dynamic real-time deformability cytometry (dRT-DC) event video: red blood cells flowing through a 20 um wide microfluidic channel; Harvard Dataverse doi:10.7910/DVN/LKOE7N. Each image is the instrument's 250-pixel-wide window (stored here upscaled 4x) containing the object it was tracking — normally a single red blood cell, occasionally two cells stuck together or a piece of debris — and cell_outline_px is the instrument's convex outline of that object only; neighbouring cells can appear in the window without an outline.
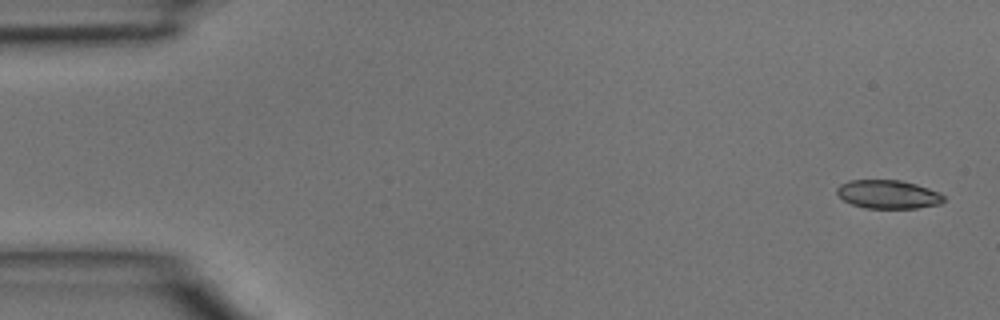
{"species": "common noctule bat (a hibernating species)", "species_latin": "Nyctalus noctula", "temperature_condition": "room temperature", "stored_images_in_passage": 4, "segment_of_instrument_passage": [1, 2], "camera_frame_rate_fps": 3000, "um_per_image_px": 0.085, "animal": {"sex": "male", "body_mass_g": 15.6}, "frame": {"image": 1, "passage_image": 1, "time_ms": 0.0, "image_size_px": [1000, 320], "cell_outline_px": [[944, 200], [940, 204], [916, 208], [864, 208], [852, 204], [844, 200], [836, 192], [836, 188], [840, 184], [848, 180], [900, 180], [916, 184], [940, 192], [944, 196]], "centroid_in_image_um": [75.48, 16.51], "position_along_channel_um": 9.5, "area_um2": 17.8}}
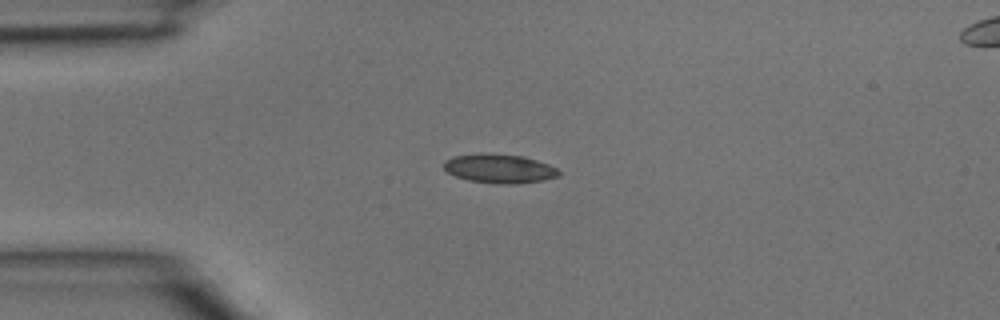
{"frame": {"image": 2, "passage_image": 3, "time_ms": 0.667, "image_size_px": [1000, 320], "cell_outline_px": [[560, 176], [544, 180], [516, 184], [496, 184], [468, 180], [456, 176], [448, 172], [444, 168], [444, 160], [452, 156], [524, 156], [548, 164], [556, 168], [560, 172]], "centroid_in_image_um": [42.5, 14.39], "position_along_channel_um": 42.5, "area_um2": 18.67}}